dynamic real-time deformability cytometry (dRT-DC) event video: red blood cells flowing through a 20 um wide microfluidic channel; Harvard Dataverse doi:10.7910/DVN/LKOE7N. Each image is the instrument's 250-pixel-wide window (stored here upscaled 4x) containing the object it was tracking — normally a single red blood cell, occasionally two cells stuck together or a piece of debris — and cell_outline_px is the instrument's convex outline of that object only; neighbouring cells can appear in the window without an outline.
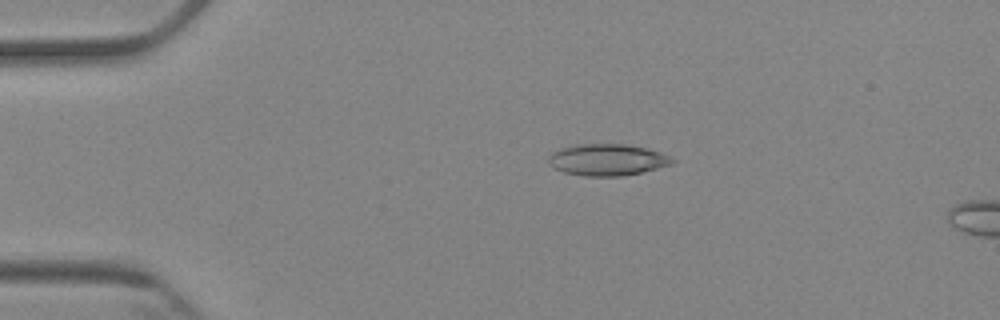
{"species": "Egyptian fruit bat (a non-hibernating species)", "species_latin": "Rousettus aegyptiacus", "temperature_condition": "cold", "stored_images_in_passage": 5, "camera_frame_rate_fps": 3000, "um_per_image_px": 0.085, "animal": {"sex": "female"}, "frame": {"image": 1, "passage_image": 3, "time_ms": 2.667, "image_size_px": [1000, 320], "cell_outline_px": [[676, 160], [672, 164], [624, 176], [584, 176], [564, 172], [552, 168], [548, 164], [548, 156], [552, 152], [560, 148], [576, 144], [624, 144], [648, 148], [672, 156]], "centroid_in_image_um": [51.6, 13.57], "position_along_channel_um": 33.4, "area_um2": 23.0}}